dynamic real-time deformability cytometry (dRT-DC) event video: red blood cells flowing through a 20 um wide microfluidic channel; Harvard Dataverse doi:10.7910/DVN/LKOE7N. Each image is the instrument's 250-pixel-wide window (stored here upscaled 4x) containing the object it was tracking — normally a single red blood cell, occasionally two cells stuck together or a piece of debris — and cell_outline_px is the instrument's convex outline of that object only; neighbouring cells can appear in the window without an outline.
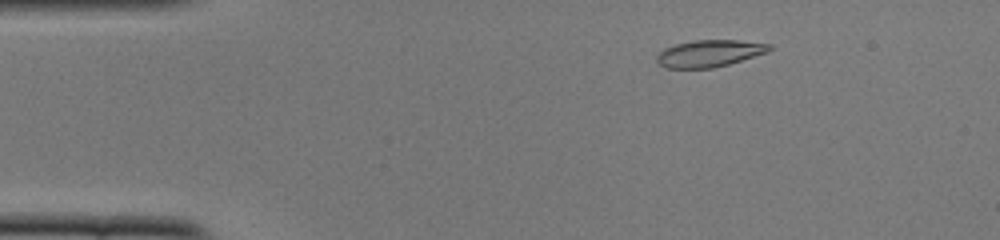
{"species": "common noctule bat (a hibernating species)", "species_latin": "Nyctalus noctula", "temperature_condition": "cold", "stored_images_in_passage": 49, "camera_frame_rate_fps": 3000, "um_per_image_px": 0.085, "animal": {"sex": "female", "body_mass_g": 22.0, "forearm_length_mm": 56.7}, "frame": {"image": 1, "passage_image": 6, "time_ms": 1.667, "image_size_px": [1000, 240], "cell_outline_px": [[772, 48], [768, 52], [728, 64], [712, 68], [664, 68], [656, 60], [656, 56], [664, 48], [676, 44], [692, 40], [736, 40], [772, 44]], "centroid_in_image_um": [60.29, 4.53], "position_along_channel_um": 24.7, "area_um2": 17.63}}
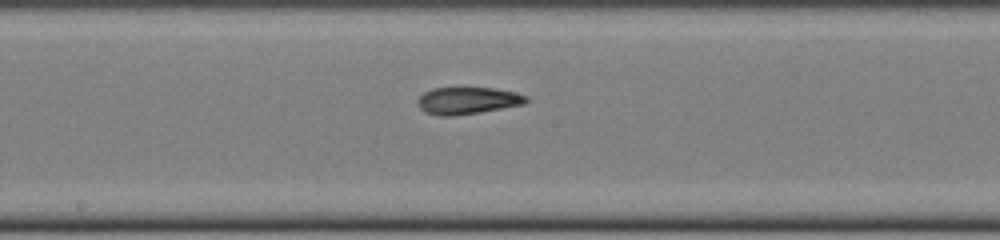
{"frame": {"image": 2, "passage_image": 25, "time_ms": 8.0, "image_size_px": [1000, 240], "cell_outline_px": [[528, 100], [524, 104], [480, 112], [452, 116], [440, 116], [424, 112], [416, 104], [416, 100], [424, 92], [432, 88], [464, 84], [492, 88], [516, 92], [528, 96]], "centroid_in_image_um": [39.7, 8.49], "position_along_channel_um": 208.5, "area_um2": 18.03}}
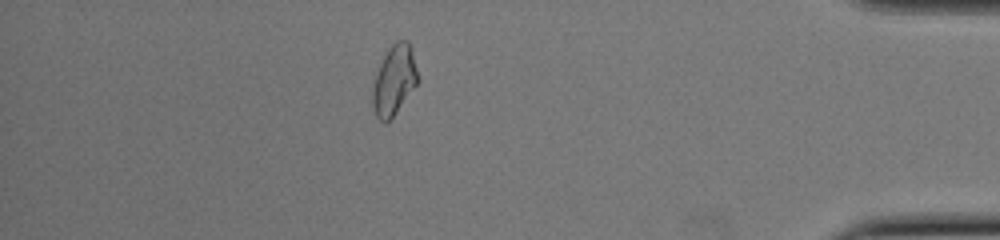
{"frame": {"image": 3, "passage_image": 43, "time_ms": 14.0, "image_size_px": [1000, 240], "cell_outline_px": [[420, 80], [392, 116], [384, 124], [376, 116], [372, 108], [372, 84], [376, 72], [388, 48], [396, 40], [408, 40], [412, 52]], "centroid_in_image_um": [33.48, 6.8], "position_along_channel_um": 401.7, "area_um2": 18.32}, "authors_computed_cell_mechanics": {"area_um2": 17.6868, "velocity_mm_per_s": 3.9089, "shape_relaxation_time_tau1_ms": null, "shape_relaxation_time_tau2_ms": 4.6631, "deformation_change_tau1": null, "deformation_change_tau2": 0.0957}}